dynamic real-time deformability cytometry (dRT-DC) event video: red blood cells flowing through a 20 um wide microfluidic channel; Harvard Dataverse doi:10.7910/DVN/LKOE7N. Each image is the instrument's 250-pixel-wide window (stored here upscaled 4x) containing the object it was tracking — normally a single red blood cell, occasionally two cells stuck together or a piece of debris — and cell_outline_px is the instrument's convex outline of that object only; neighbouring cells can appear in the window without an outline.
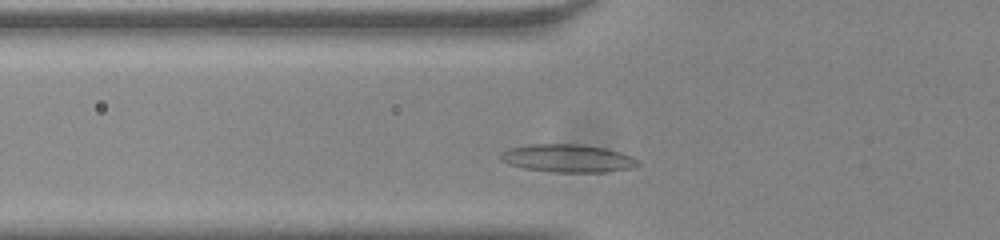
{"species": "common noctule bat (a hibernating species)", "species_latin": "Nyctalus noctula", "temperature_condition": "room temperature", "stored_images_in_passage": 31, "camera_frame_rate_fps": 3000, "um_per_image_px": 0.085, "animal": {"sex": "male", "body_mass_g": 20.0, "forearm_length_mm": 53.3}, "frame": {"image": 1, "passage_image": 5, "time_ms": 1.333, "image_size_px": [1000, 240], "cell_outline_px": [[640, 164], [632, 168], [604, 172], [556, 172], [524, 168], [508, 164], [500, 160], [500, 152], [508, 148], [528, 144], [580, 144], [608, 148], [632, 156]], "centroid_in_image_um": [48.23, 13.44], "position_along_channel_um": 77.6, "area_um2": 22.48}}
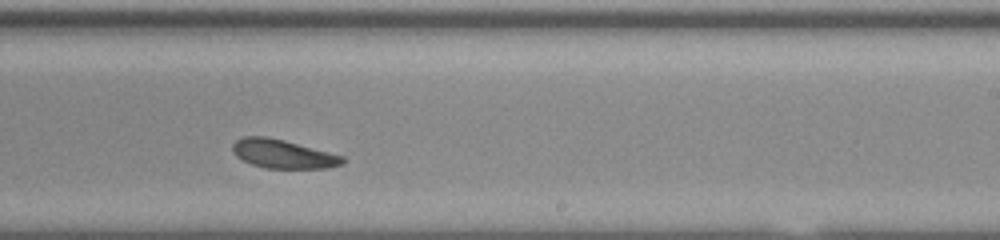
{"frame": {"image": 2, "passage_image": 20, "time_ms": 6.333, "image_size_px": [1000, 240], "cell_outline_px": [[344, 164], [328, 168], [264, 168], [252, 164], [236, 156], [232, 152], [232, 144], [236, 140], [244, 136], [264, 136], [284, 140], [344, 156]], "centroid_in_image_um": [24.04, 13.08], "position_along_channel_um": 265.0, "area_um2": 18.38}}
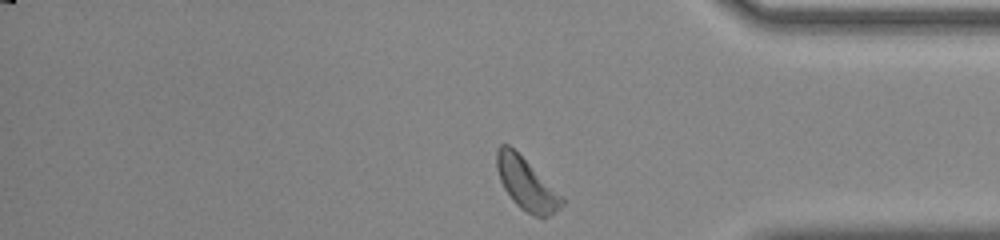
{"frame": {"image": 3, "passage_image": 31, "time_ms": 10.0, "image_size_px": [1000, 240], "cell_outline_px": [[564, 204], [560, 208], [548, 216], [532, 216], [520, 208], [512, 200], [504, 188], [500, 180], [496, 168], [496, 148], [500, 144], [508, 144], [564, 196]], "centroid_in_image_um": [44.74, 15.64], "position_along_channel_um": 390.5, "area_um2": 19.71}, "authors_computed_cell_mechanics": {"area_um2": 18.5538, "velocity_mm_per_s": 3.7462, "shape_relaxation_time_tau1_ms": 4.0242, "shape_relaxation_time_tau2_ms": 3.249, "deformation_change_tau1": 0.1081, "deformation_change_tau2": 0.1045}}